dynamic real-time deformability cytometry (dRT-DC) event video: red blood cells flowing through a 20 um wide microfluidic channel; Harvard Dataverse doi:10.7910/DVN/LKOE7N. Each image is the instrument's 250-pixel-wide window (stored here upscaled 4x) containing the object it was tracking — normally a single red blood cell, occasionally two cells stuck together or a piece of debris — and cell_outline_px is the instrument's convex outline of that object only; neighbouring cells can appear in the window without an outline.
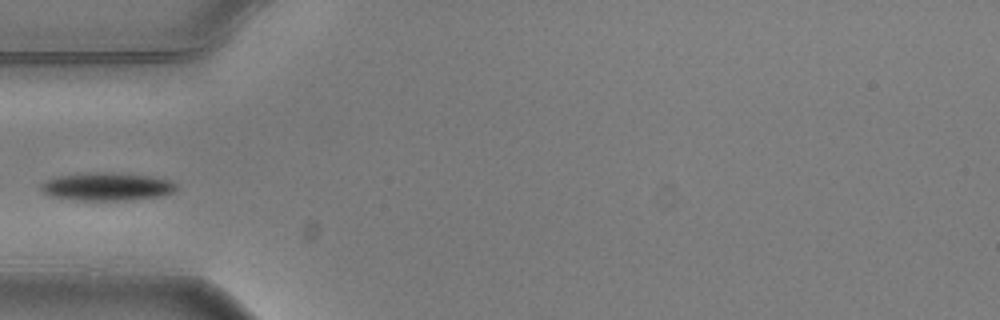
{"species": "common noctule bat (a hibernating species)", "species_latin": "Nyctalus noctula", "temperature_condition": "warm", "stored_images_in_passage": 7, "camera_frame_rate_fps": 3000, "um_per_image_px": 0.085, "animal": {"sex": "male", "body_mass_g": 20.5, "forearm_length_mm": 52.5}, "frame": {"image": 1, "passage_image": 5, "time_ms": 1.333, "image_size_px": [1000, 320], "cell_outline_px": [[176, 192], [160, 196], [124, 200], [84, 200], [52, 196], [44, 192], [40, 188], [40, 184], [44, 180], [56, 176], [88, 172], [116, 172], [156, 176], [172, 180], [176, 184]], "centroid_in_image_um": [9.13, 15.83], "position_along_channel_um": 75.9, "area_um2": 22.37}}
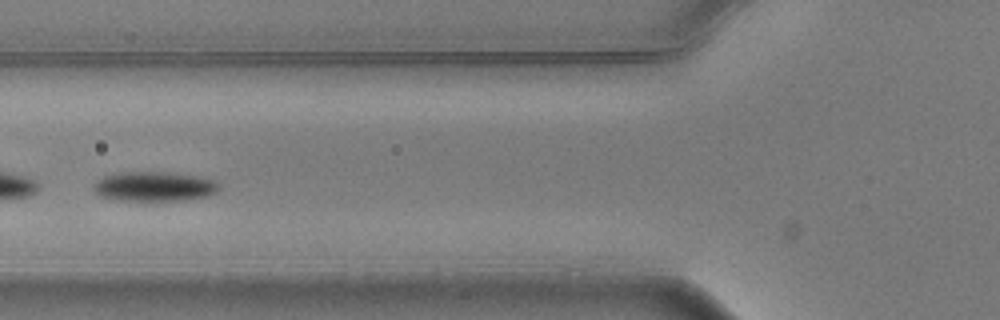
{"frame": {"image": 2, "passage_image": 6, "time_ms": 1.667, "image_size_px": [1000, 320], "cell_outline_px": [[220, 188], [216, 192], [204, 196], [184, 200], [116, 200], [100, 196], [92, 188], [92, 184], [96, 180], [104, 176], [120, 172], [168, 172], [196, 176], [216, 180], [220, 184]], "centroid_in_image_um": [13.08, 15.84], "position_along_channel_um": 112.7, "area_um2": 21.68}}
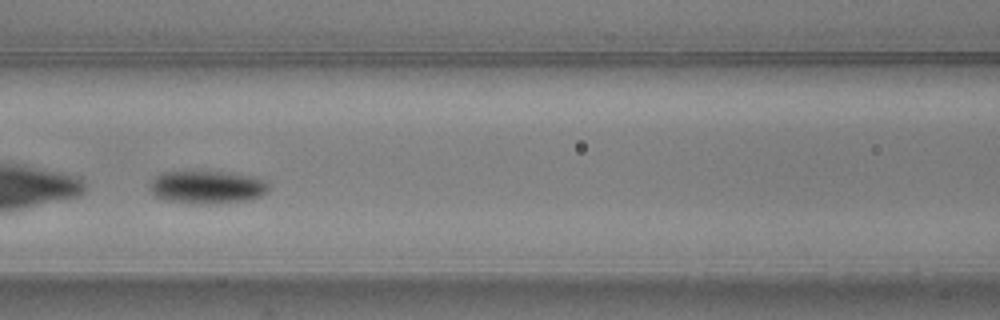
{"frame": {"image": 3, "passage_image": 7, "time_ms": 2.0, "image_size_px": [1000, 320], "cell_outline_px": [[268, 192], [260, 196], [244, 200], [220, 204], [192, 204], [164, 200], [156, 196], [152, 192], [152, 180], [160, 172], [228, 172], [252, 176], [268, 180]], "centroid_in_image_um": [17.64, 15.92], "position_along_channel_um": 149.0, "area_um2": 22.89}}